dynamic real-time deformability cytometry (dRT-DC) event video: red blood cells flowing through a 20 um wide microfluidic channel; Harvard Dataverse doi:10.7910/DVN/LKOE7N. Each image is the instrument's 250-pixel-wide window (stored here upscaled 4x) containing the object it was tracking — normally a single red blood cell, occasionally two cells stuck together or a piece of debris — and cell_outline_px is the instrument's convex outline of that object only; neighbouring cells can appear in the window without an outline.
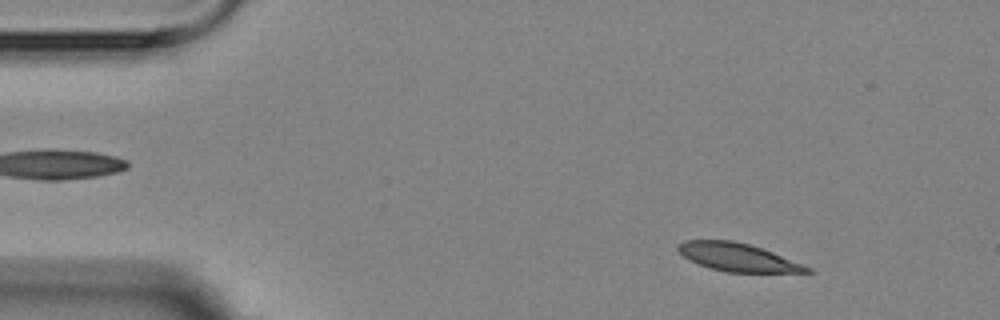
{"species": "Egyptian fruit bat (a non-hibernating species)", "species_latin": "Rousettus aegyptiacus", "temperature_condition": "room temperature", "stored_images_in_passage": 4, "camera_frame_rate_fps": 3000, "um_per_image_px": 0.085, "animal": {"sex": "female"}, "frame": {"image": 1, "passage_image": 1, "time_ms": 0.0, "image_size_px": [1000, 320], "cell_outline_px": [[816, 272], [728, 272], [712, 268], [700, 264], [684, 256], [676, 248], [684, 240], [732, 240], [748, 244], [772, 252], [812, 268]], "centroid_in_image_um": [62.73, 21.86], "position_along_channel_um": 22.3, "area_um2": 20.58}}
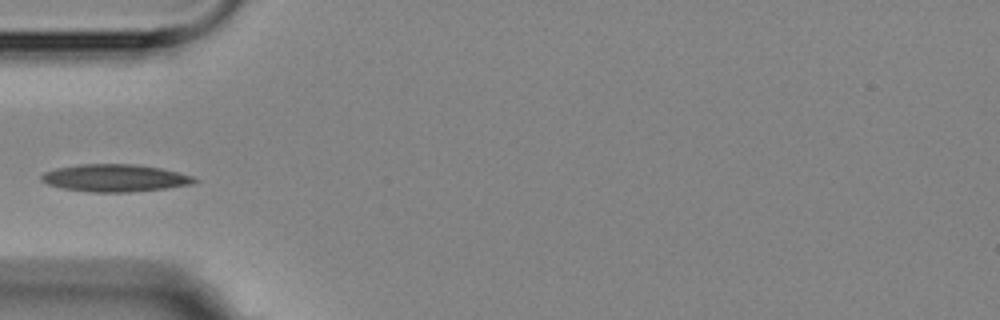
{"frame": {"image": 2, "passage_image": 4, "time_ms": 3.667, "image_size_px": [1000, 320], "cell_outline_px": [[200, 180], [192, 184], [164, 188], [128, 192], [88, 192], [64, 188], [48, 184], [40, 180], [40, 176], [44, 172], [56, 168], [80, 164], [132, 164], [160, 168], [192, 176]], "centroid_in_image_um": [9.74, 15.13], "position_along_channel_um": 75.3, "area_um2": 24.22}}